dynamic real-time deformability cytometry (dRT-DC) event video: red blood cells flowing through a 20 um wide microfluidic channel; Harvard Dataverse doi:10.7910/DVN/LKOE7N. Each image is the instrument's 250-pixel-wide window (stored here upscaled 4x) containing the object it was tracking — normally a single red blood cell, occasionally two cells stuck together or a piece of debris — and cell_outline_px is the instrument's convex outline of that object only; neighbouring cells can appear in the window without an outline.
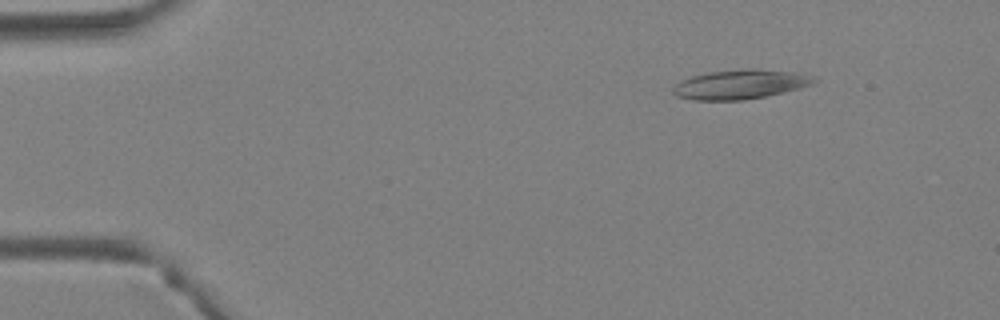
{"species": "Egyptian fruit bat (a non-hibernating species)", "species_latin": "Rousettus aegyptiacus", "temperature_condition": "warm", "stored_images_in_passage": 41, "camera_frame_rate_fps": 3000, "um_per_image_px": 0.085, "animal": {"sex": "female"}, "frame": {"image": 1, "passage_image": 6, "time_ms": 1.667, "image_size_px": [1000, 320], "cell_outline_px": [[816, 80], [812, 84], [800, 88], [764, 96], [744, 100], [692, 100], [676, 96], [672, 92], [672, 88], [680, 80], [692, 76], [708, 72], [752, 68], [756, 68], [796, 72]], "centroid_in_image_um": [62.84, 7.17], "position_along_channel_um": 22.2, "area_um2": 23.93}}
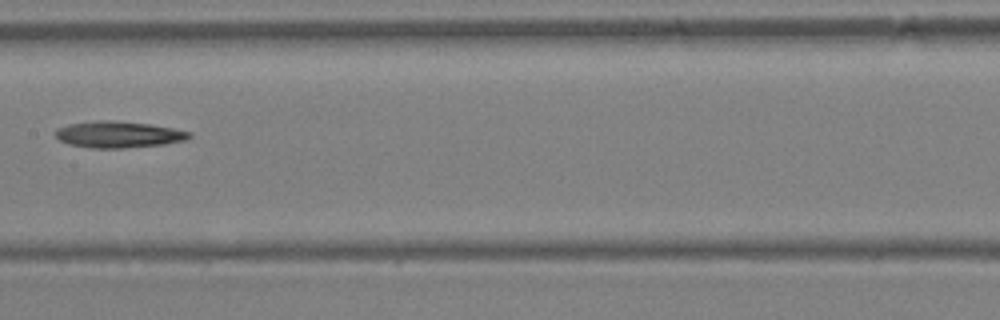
{"frame": {"image": 2, "passage_image": 22, "time_ms": 7.0, "image_size_px": [1000, 320], "cell_outline_px": [[192, 136], [188, 140], [164, 144], [124, 148], [92, 148], [68, 144], [60, 140], [56, 136], [56, 128], [68, 124], [100, 120], [112, 120], [152, 124], [192, 132]], "centroid_in_image_um": [10.1, 11.43], "position_along_channel_um": 197.3, "area_um2": 20.75}}
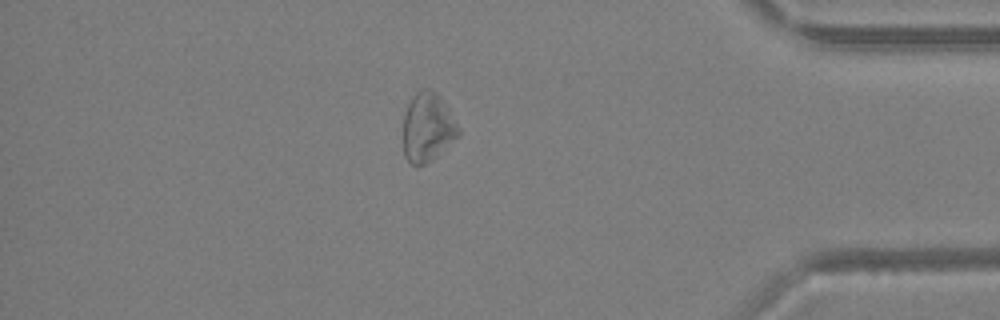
{"frame": {"image": 3, "passage_image": 36, "time_ms": 11.667, "image_size_px": [1000, 320], "cell_outline_px": [[460, 136], [432, 160], [424, 164], [412, 164], [404, 156], [404, 116], [408, 104], [412, 96], [416, 92], [424, 88], [432, 88], [440, 96], [460, 128]], "centroid_in_image_um": [36.36, 10.81], "position_along_channel_um": 398.8, "area_um2": 22.2}}